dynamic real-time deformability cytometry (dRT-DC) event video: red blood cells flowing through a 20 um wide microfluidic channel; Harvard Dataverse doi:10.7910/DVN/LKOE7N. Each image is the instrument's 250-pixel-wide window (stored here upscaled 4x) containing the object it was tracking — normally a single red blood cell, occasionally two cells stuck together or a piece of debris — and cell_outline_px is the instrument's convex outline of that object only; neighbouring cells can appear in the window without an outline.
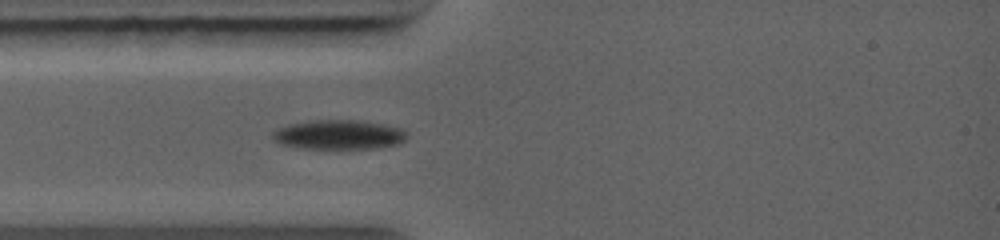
{"species": "common noctule bat (a hibernating species)", "species_latin": "Nyctalus noctula", "temperature_condition": "warm", "stored_images_in_passage": 6, "camera_frame_rate_fps": 5000, "um_per_image_px": 0.085, "animal": {"sex": "female", "body_mass_g": 19.0, "forearm_length_mm": 56.7}, "frame": {"image": 1, "passage_image": 4, "time_ms": 1.2, "image_size_px": [1000, 240], "cell_outline_px": [[404, 140], [400, 144], [376, 148], [300, 148], [280, 144], [272, 136], [272, 132], [280, 128], [292, 124], [316, 120], [352, 120], [380, 124], [400, 128], [404, 132]], "centroid_in_image_um": [28.78, 11.46], "position_along_channel_um": 56.2, "area_um2": 22.43}}
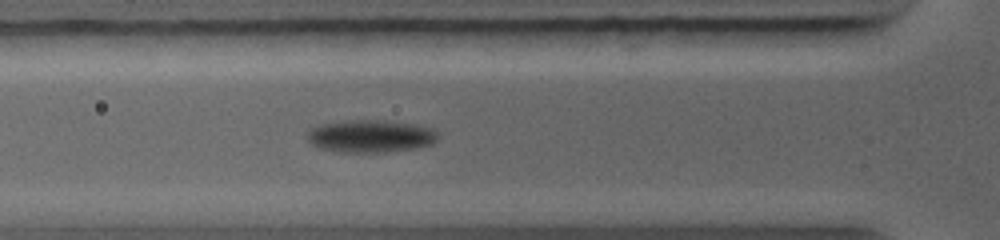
{"frame": {"image": 2, "passage_image": 6, "time_ms": 2.0, "image_size_px": [1000, 240], "cell_outline_px": [[436, 140], [432, 144], [412, 148], [384, 152], [340, 152], [320, 148], [312, 144], [308, 140], [308, 132], [312, 128], [324, 124], [356, 120], [368, 120], [408, 124], [428, 128], [436, 132]], "centroid_in_image_um": [31.44, 11.6], "position_along_channel_um": 94.4, "area_um2": 23.81}}